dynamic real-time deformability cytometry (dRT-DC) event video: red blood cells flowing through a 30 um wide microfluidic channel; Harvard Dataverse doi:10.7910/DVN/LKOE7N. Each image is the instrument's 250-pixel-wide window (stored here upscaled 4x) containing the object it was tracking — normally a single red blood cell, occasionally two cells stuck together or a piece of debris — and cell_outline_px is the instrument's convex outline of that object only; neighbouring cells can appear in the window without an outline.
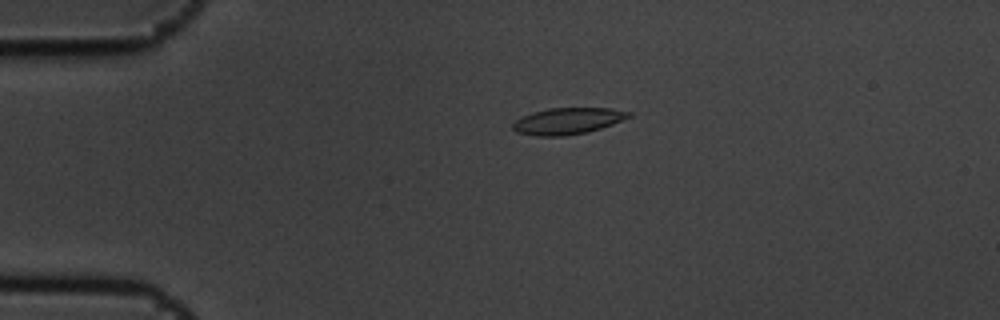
{"species": "common noctule bat (a hibernating species)", "species_latin": "Nyctalus noctula", "temperature_condition": "cold", "stored_images_in_passage": 4, "camera_frame_rate_fps": 3000, "um_per_image_px": 0.085, "animal": {"sex": "male", "body_mass_g": 19.5, "forearm_length_mm": 54.6}, "frame": {"image": 1, "passage_image": 4, "time_ms": 1.0, "image_size_px": [1000, 320], "cell_outline_px": [[632, 116], [612, 124], [600, 128], [584, 132], [564, 136], [536, 136], [516, 132], [512, 128], [512, 124], [520, 116], [532, 112], [548, 108], [612, 108], [632, 112]], "centroid_in_image_um": [48.23, 10.27], "position_along_channel_um": 36.8, "area_um2": 17.92}}